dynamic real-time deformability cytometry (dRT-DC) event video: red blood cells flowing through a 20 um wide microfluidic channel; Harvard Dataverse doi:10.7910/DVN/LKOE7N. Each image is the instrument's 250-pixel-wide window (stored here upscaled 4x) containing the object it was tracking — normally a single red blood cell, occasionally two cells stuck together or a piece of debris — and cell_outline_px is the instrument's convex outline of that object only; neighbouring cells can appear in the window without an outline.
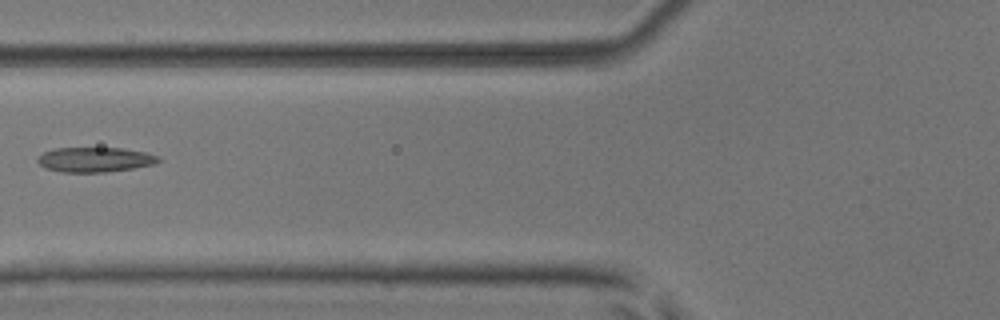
{"species": "common noctule bat (a hibernating species)", "species_latin": "Nyctalus noctula", "temperature_condition": "room temperature", "stored_images_in_passage": 7, "camera_frame_rate_fps": 3000, "um_per_image_px": 0.085, "animal": {"sex": "male", "body_mass_g": 17.9, "forearm_length_mm": 54.2}, "frame": {"image": 1, "passage_image": 6, "time_ms": 1.667, "image_size_px": [1000, 320], "cell_outline_px": [[160, 160], [156, 164], [132, 168], [104, 172], [60, 172], [44, 168], [36, 160], [44, 152], [56, 148], [120, 148], [144, 152], [160, 156]], "centroid_in_image_um": [8.07, 13.57], "position_along_channel_um": 117.7, "area_um2": 17.4}}
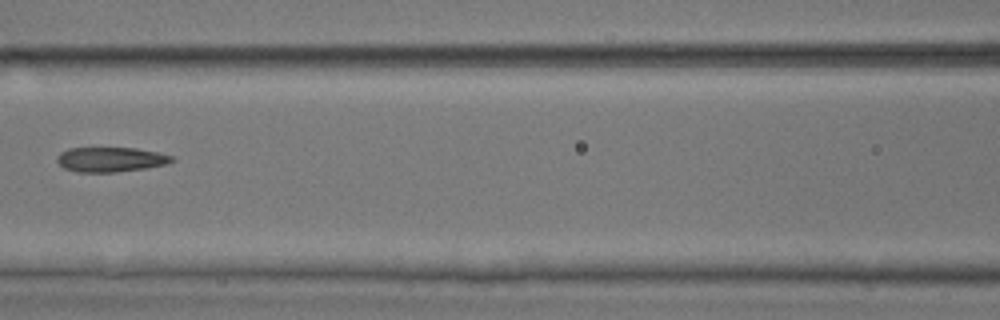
{"frame": {"image": 2, "passage_image": 7, "time_ms": 2.0, "image_size_px": [1000, 320], "cell_outline_px": [[176, 160], [168, 164], [148, 168], [116, 172], [76, 172], [64, 168], [56, 160], [56, 156], [60, 152], [68, 148], [136, 148], [160, 152], [172, 156]], "centroid_in_image_um": [9.43, 13.55], "position_along_channel_um": 157.2, "area_um2": 16.82}}